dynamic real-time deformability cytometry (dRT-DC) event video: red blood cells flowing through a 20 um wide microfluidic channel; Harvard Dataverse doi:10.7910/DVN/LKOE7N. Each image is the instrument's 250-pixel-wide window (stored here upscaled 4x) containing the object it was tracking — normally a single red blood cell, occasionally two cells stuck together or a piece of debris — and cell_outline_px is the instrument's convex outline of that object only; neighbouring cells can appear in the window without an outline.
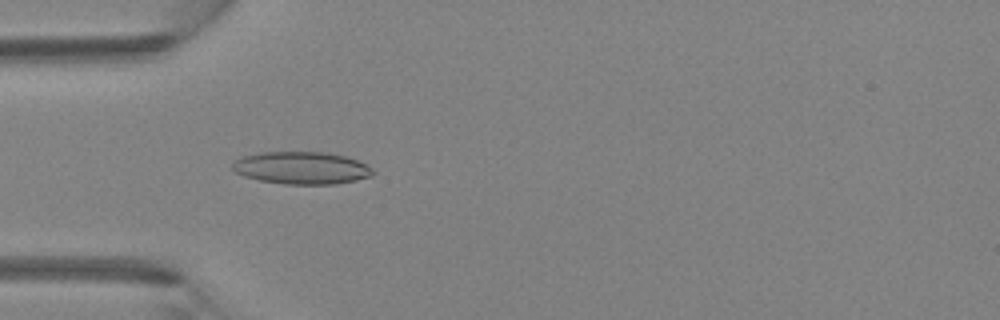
{"species": "Egyptian fruit bat (a non-hibernating species)", "species_latin": "Rousettus aegyptiacus", "temperature_condition": "room temperature", "stored_images_in_passage": 4, "camera_frame_rate_fps": 3000, "um_per_image_px": 0.085, "animal": {"sex": "female"}, "frame": {"image": 1, "passage_image": 4, "time_ms": 1.0, "image_size_px": [1000, 320], "cell_outline_px": [[376, 172], [372, 176], [356, 180], [336, 184], [284, 184], [260, 180], [244, 176], [236, 172], [232, 168], [232, 164], [240, 156], [260, 152], [328, 152], [344, 156], [356, 160], [372, 168]], "centroid_in_image_um": [25.63, 14.27], "position_along_channel_um": 59.4, "area_um2": 26.59}}